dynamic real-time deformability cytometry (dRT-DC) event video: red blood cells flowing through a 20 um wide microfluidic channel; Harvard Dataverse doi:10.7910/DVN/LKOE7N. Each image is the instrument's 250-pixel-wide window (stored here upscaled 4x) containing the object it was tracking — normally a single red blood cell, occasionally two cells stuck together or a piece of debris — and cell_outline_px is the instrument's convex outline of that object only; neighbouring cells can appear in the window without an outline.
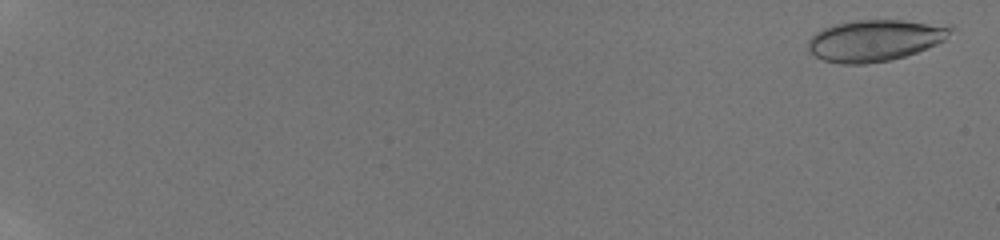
{"species": "human", "species_latin": "Homo sapiens", "temperature_condition": "room temperature", "stored_images_in_passage": 15, "camera_frame_rate_fps": 3000, "um_per_image_px": 0.085, "donor": {"sex": "male"}, "frame": {"image": 1, "passage_image": 1, "time_ms": 0.0, "image_size_px": [1000, 240], "cell_outline_px": [[956, 28], [944, 40], [936, 44], [916, 52], [904, 56], [888, 60], [864, 64], [840, 64], [824, 60], [816, 56], [808, 48], [808, 40], [816, 32], [824, 28], [836, 24], [852, 20], [904, 20], [952, 24]], "centroid_in_image_um": [74.43, 3.41], "position_along_channel_um": 10.6, "area_um2": 34.56}}
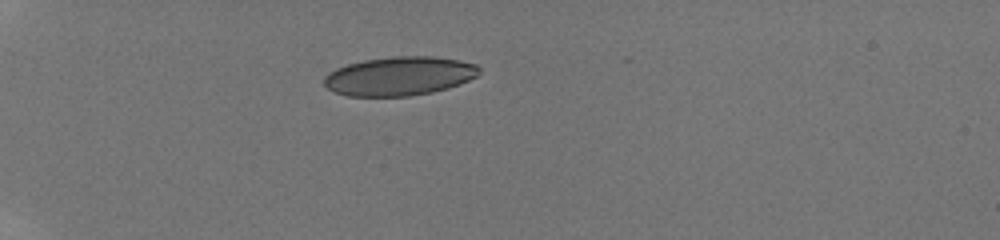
{"frame": {"image": 2, "passage_image": 10, "time_ms": 5.667, "image_size_px": [1000, 240], "cell_outline_px": [[480, 72], [476, 76], [460, 84], [448, 88], [432, 92], [408, 96], [348, 96], [336, 92], [328, 88], [324, 84], [324, 76], [328, 72], [336, 68], [348, 64], [364, 60], [392, 56], [432, 56], [456, 60], [476, 64], [480, 68]], "centroid_in_image_um": [33.94, 6.46], "position_along_channel_um": 51.1, "area_um2": 35.08}}
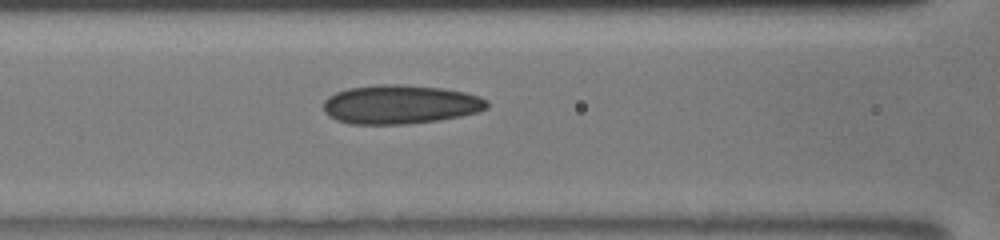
{"frame": {"image": 3, "passage_image": 15, "time_ms": 8.667, "image_size_px": [1000, 240], "cell_outline_px": [[488, 108], [476, 112], [460, 116], [440, 120], [404, 124], [348, 124], [336, 120], [328, 116], [324, 112], [324, 100], [328, 96], [336, 92], [348, 88], [376, 84], [400, 84], [440, 88], [464, 92], [480, 96], [488, 100]], "centroid_in_image_um": [33.99, 8.88], "position_along_channel_um": 132.6, "area_um2": 37.34}}